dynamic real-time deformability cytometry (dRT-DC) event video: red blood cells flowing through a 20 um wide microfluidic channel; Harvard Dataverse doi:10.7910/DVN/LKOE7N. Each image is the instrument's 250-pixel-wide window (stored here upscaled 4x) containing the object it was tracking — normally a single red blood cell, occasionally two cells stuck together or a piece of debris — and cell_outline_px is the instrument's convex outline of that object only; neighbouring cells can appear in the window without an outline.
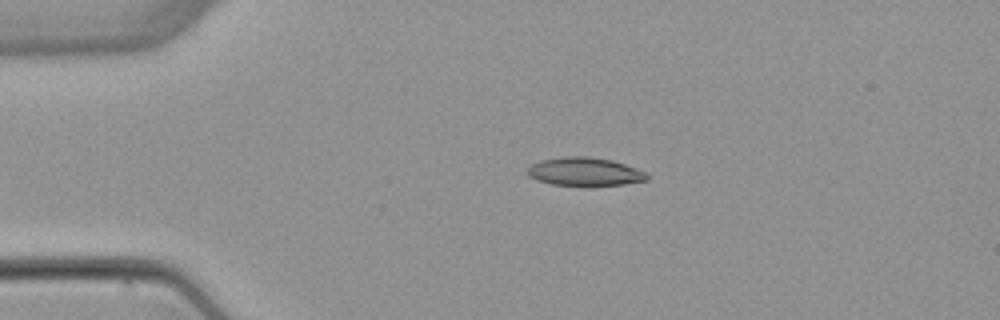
{"species": "common noctule bat (a hibernating species)", "species_latin": "Nyctalus noctula", "temperature_condition": "warm", "stored_images_in_passage": 4, "camera_frame_rate_fps": 3000, "um_per_image_px": 0.085, "animal": {"sex": "female", "body_mass_g": 22.7, "forearm_length_mm": 54.2}, "frame": {"image": 1, "passage_image": 3, "time_ms": 2.667, "image_size_px": [1000, 320], "cell_outline_px": [[648, 180], [624, 184], [584, 188], [552, 184], [536, 180], [528, 176], [528, 168], [532, 164], [540, 160], [564, 156], [588, 156], [612, 160], [636, 168], [644, 172], [648, 176]], "centroid_in_image_um": [49.68, 14.62], "position_along_channel_um": 35.3, "area_um2": 20.35}}